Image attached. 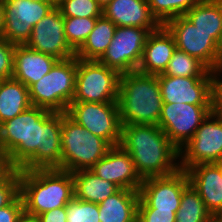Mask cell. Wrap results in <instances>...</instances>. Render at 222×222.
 Segmentation results:
<instances>
[{
    "label": "cell",
    "mask_w": 222,
    "mask_h": 222,
    "mask_svg": "<svg viewBox=\"0 0 222 222\" xmlns=\"http://www.w3.org/2000/svg\"><path fill=\"white\" fill-rule=\"evenodd\" d=\"M131 222H140V220H139V218L138 217H136L133 221H131Z\"/></svg>",
    "instance_id": "obj_47"
},
{
    "label": "cell",
    "mask_w": 222,
    "mask_h": 222,
    "mask_svg": "<svg viewBox=\"0 0 222 222\" xmlns=\"http://www.w3.org/2000/svg\"><path fill=\"white\" fill-rule=\"evenodd\" d=\"M213 164L217 167V169L222 177V158L213 162Z\"/></svg>",
    "instance_id": "obj_42"
},
{
    "label": "cell",
    "mask_w": 222,
    "mask_h": 222,
    "mask_svg": "<svg viewBox=\"0 0 222 222\" xmlns=\"http://www.w3.org/2000/svg\"><path fill=\"white\" fill-rule=\"evenodd\" d=\"M102 15L116 26L158 28L147 0H111L102 8Z\"/></svg>",
    "instance_id": "obj_20"
},
{
    "label": "cell",
    "mask_w": 222,
    "mask_h": 222,
    "mask_svg": "<svg viewBox=\"0 0 222 222\" xmlns=\"http://www.w3.org/2000/svg\"><path fill=\"white\" fill-rule=\"evenodd\" d=\"M222 68L213 71L211 113L222 119Z\"/></svg>",
    "instance_id": "obj_35"
},
{
    "label": "cell",
    "mask_w": 222,
    "mask_h": 222,
    "mask_svg": "<svg viewBox=\"0 0 222 222\" xmlns=\"http://www.w3.org/2000/svg\"><path fill=\"white\" fill-rule=\"evenodd\" d=\"M90 170L120 189L139 191L143 181L136 172L132 157L120 145L112 146Z\"/></svg>",
    "instance_id": "obj_17"
},
{
    "label": "cell",
    "mask_w": 222,
    "mask_h": 222,
    "mask_svg": "<svg viewBox=\"0 0 222 222\" xmlns=\"http://www.w3.org/2000/svg\"><path fill=\"white\" fill-rule=\"evenodd\" d=\"M20 195L30 216L65 207L74 198L73 175L60 169L20 171Z\"/></svg>",
    "instance_id": "obj_4"
},
{
    "label": "cell",
    "mask_w": 222,
    "mask_h": 222,
    "mask_svg": "<svg viewBox=\"0 0 222 222\" xmlns=\"http://www.w3.org/2000/svg\"><path fill=\"white\" fill-rule=\"evenodd\" d=\"M163 105L157 75L121 74L118 106L121 124L158 125Z\"/></svg>",
    "instance_id": "obj_3"
},
{
    "label": "cell",
    "mask_w": 222,
    "mask_h": 222,
    "mask_svg": "<svg viewBox=\"0 0 222 222\" xmlns=\"http://www.w3.org/2000/svg\"><path fill=\"white\" fill-rule=\"evenodd\" d=\"M2 36L15 45H25L33 27L55 7L47 0H2Z\"/></svg>",
    "instance_id": "obj_11"
},
{
    "label": "cell",
    "mask_w": 222,
    "mask_h": 222,
    "mask_svg": "<svg viewBox=\"0 0 222 222\" xmlns=\"http://www.w3.org/2000/svg\"><path fill=\"white\" fill-rule=\"evenodd\" d=\"M3 27H4L3 1L0 0V37L2 36Z\"/></svg>",
    "instance_id": "obj_41"
},
{
    "label": "cell",
    "mask_w": 222,
    "mask_h": 222,
    "mask_svg": "<svg viewBox=\"0 0 222 222\" xmlns=\"http://www.w3.org/2000/svg\"><path fill=\"white\" fill-rule=\"evenodd\" d=\"M175 49L172 34L164 25H160L149 33L137 71L151 75L163 73Z\"/></svg>",
    "instance_id": "obj_18"
},
{
    "label": "cell",
    "mask_w": 222,
    "mask_h": 222,
    "mask_svg": "<svg viewBox=\"0 0 222 222\" xmlns=\"http://www.w3.org/2000/svg\"><path fill=\"white\" fill-rule=\"evenodd\" d=\"M212 216L222 211V177L213 163H200L185 170Z\"/></svg>",
    "instance_id": "obj_19"
},
{
    "label": "cell",
    "mask_w": 222,
    "mask_h": 222,
    "mask_svg": "<svg viewBox=\"0 0 222 222\" xmlns=\"http://www.w3.org/2000/svg\"><path fill=\"white\" fill-rule=\"evenodd\" d=\"M209 72L210 70L197 58L176 48L162 74L166 76L191 77L206 76Z\"/></svg>",
    "instance_id": "obj_28"
},
{
    "label": "cell",
    "mask_w": 222,
    "mask_h": 222,
    "mask_svg": "<svg viewBox=\"0 0 222 222\" xmlns=\"http://www.w3.org/2000/svg\"><path fill=\"white\" fill-rule=\"evenodd\" d=\"M212 222H222V218L216 216H213Z\"/></svg>",
    "instance_id": "obj_45"
},
{
    "label": "cell",
    "mask_w": 222,
    "mask_h": 222,
    "mask_svg": "<svg viewBox=\"0 0 222 222\" xmlns=\"http://www.w3.org/2000/svg\"><path fill=\"white\" fill-rule=\"evenodd\" d=\"M92 134L105 139L111 146L121 140V121L118 102H71L66 112Z\"/></svg>",
    "instance_id": "obj_10"
},
{
    "label": "cell",
    "mask_w": 222,
    "mask_h": 222,
    "mask_svg": "<svg viewBox=\"0 0 222 222\" xmlns=\"http://www.w3.org/2000/svg\"><path fill=\"white\" fill-rule=\"evenodd\" d=\"M190 184L187 172H176L143 179L137 209H156L177 212L184 189Z\"/></svg>",
    "instance_id": "obj_13"
},
{
    "label": "cell",
    "mask_w": 222,
    "mask_h": 222,
    "mask_svg": "<svg viewBox=\"0 0 222 222\" xmlns=\"http://www.w3.org/2000/svg\"><path fill=\"white\" fill-rule=\"evenodd\" d=\"M164 26L172 34L177 49L194 56L210 71L222 68L220 44L210 33L197 29L184 15L170 19Z\"/></svg>",
    "instance_id": "obj_8"
},
{
    "label": "cell",
    "mask_w": 222,
    "mask_h": 222,
    "mask_svg": "<svg viewBox=\"0 0 222 222\" xmlns=\"http://www.w3.org/2000/svg\"><path fill=\"white\" fill-rule=\"evenodd\" d=\"M31 106L29 88L14 78L0 83V124Z\"/></svg>",
    "instance_id": "obj_25"
},
{
    "label": "cell",
    "mask_w": 222,
    "mask_h": 222,
    "mask_svg": "<svg viewBox=\"0 0 222 222\" xmlns=\"http://www.w3.org/2000/svg\"><path fill=\"white\" fill-rule=\"evenodd\" d=\"M57 61L54 56L38 52L26 45H16L12 78L30 88L46 75Z\"/></svg>",
    "instance_id": "obj_21"
},
{
    "label": "cell",
    "mask_w": 222,
    "mask_h": 222,
    "mask_svg": "<svg viewBox=\"0 0 222 222\" xmlns=\"http://www.w3.org/2000/svg\"><path fill=\"white\" fill-rule=\"evenodd\" d=\"M27 47L64 60L75 56L64 34V16L55 7L33 27Z\"/></svg>",
    "instance_id": "obj_15"
},
{
    "label": "cell",
    "mask_w": 222,
    "mask_h": 222,
    "mask_svg": "<svg viewBox=\"0 0 222 222\" xmlns=\"http://www.w3.org/2000/svg\"><path fill=\"white\" fill-rule=\"evenodd\" d=\"M220 53H221V59H222V41L220 43Z\"/></svg>",
    "instance_id": "obj_46"
},
{
    "label": "cell",
    "mask_w": 222,
    "mask_h": 222,
    "mask_svg": "<svg viewBox=\"0 0 222 222\" xmlns=\"http://www.w3.org/2000/svg\"><path fill=\"white\" fill-rule=\"evenodd\" d=\"M111 0H97V2L104 7L107 3H109Z\"/></svg>",
    "instance_id": "obj_44"
},
{
    "label": "cell",
    "mask_w": 222,
    "mask_h": 222,
    "mask_svg": "<svg viewBox=\"0 0 222 222\" xmlns=\"http://www.w3.org/2000/svg\"><path fill=\"white\" fill-rule=\"evenodd\" d=\"M67 222H100L98 204L75 197L65 206Z\"/></svg>",
    "instance_id": "obj_32"
},
{
    "label": "cell",
    "mask_w": 222,
    "mask_h": 222,
    "mask_svg": "<svg viewBox=\"0 0 222 222\" xmlns=\"http://www.w3.org/2000/svg\"><path fill=\"white\" fill-rule=\"evenodd\" d=\"M153 17L160 25L185 15L200 0H147Z\"/></svg>",
    "instance_id": "obj_29"
},
{
    "label": "cell",
    "mask_w": 222,
    "mask_h": 222,
    "mask_svg": "<svg viewBox=\"0 0 222 222\" xmlns=\"http://www.w3.org/2000/svg\"><path fill=\"white\" fill-rule=\"evenodd\" d=\"M116 25L103 15L97 18L94 29L83 45L75 52L81 60H98L110 45L114 37Z\"/></svg>",
    "instance_id": "obj_26"
},
{
    "label": "cell",
    "mask_w": 222,
    "mask_h": 222,
    "mask_svg": "<svg viewBox=\"0 0 222 222\" xmlns=\"http://www.w3.org/2000/svg\"><path fill=\"white\" fill-rule=\"evenodd\" d=\"M99 17H64V34L67 43L76 52L94 29Z\"/></svg>",
    "instance_id": "obj_30"
},
{
    "label": "cell",
    "mask_w": 222,
    "mask_h": 222,
    "mask_svg": "<svg viewBox=\"0 0 222 222\" xmlns=\"http://www.w3.org/2000/svg\"><path fill=\"white\" fill-rule=\"evenodd\" d=\"M77 57L58 60L52 69L29 88L32 106L66 113L75 94Z\"/></svg>",
    "instance_id": "obj_6"
},
{
    "label": "cell",
    "mask_w": 222,
    "mask_h": 222,
    "mask_svg": "<svg viewBox=\"0 0 222 222\" xmlns=\"http://www.w3.org/2000/svg\"><path fill=\"white\" fill-rule=\"evenodd\" d=\"M163 103L211 105L213 71L206 76L177 77L157 75Z\"/></svg>",
    "instance_id": "obj_16"
},
{
    "label": "cell",
    "mask_w": 222,
    "mask_h": 222,
    "mask_svg": "<svg viewBox=\"0 0 222 222\" xmlns=\"http://www.w3.org/2000/svg\"><path fill=\"white\" fill-rule=\"evenodd\" d=\"M211 112V105L163 103L158 126L180 150Z\"/></svg>",
    "instance_id": "obj_14"
},
{
    "label": "cell",
    "mask_w": 222,
    "mask_h": 222,
    "mask_svg": "<svg viewBox=\"0 0 222 222\" xmlns=\"http://www.w3.org/2000/svg\"><path fill=\"white\" fill-rule=\"evenodd\" d=\"M218 217H220V218H222V211H221V213L219 214V215H217Z\"/></svg>",
    "instance_id": "obj_48"
},
{
    "label": "cell",
    "mask_w": 222,
    "mask_h": 222,
    "mask_svg": "<svg viewBox=\"0 0 222 222\" xmlns=\"http://www.w3.org/2000/svg\"><path fill=\"white\" fill-rule=\"evenodd\" d=\"M14 168L10 165L8 156L0 151V181L3 180Z\"/></svg>",
    "instance_id": "obj_39"
},
{
    "label": "cell",
    "mask_w": 222,
    "mask_h": 222,
    "mask_svg": "<svg viewBox=\"0 0 222 222\" xmlns=\"http://www.w3.org/2000/svg\"><path fill=\"white\" fill-rule=\"evenodd\" d=\"M197 29L222 41V0H200L185 15Z\"/></svg>",
    "instance_id": "obj_24"
},
{
    "label": "cell",
    "mask_w": 222,
    "mask_h": 222,
    "mask_svg": "<svg viewBox=\"0 0 222 222\" xmlns=\"http://www.w3.org/2000/svg\"><path fill=\"white\" fill-rule=\"evenodd\" d=\"M121 74L97 60L77 58L75 94L72 102H118Z\"/></svg>",
    "instance_id": "obj_7"
},
{
    "label": "cell",
    "mask_w": 222,
    "mask_h": 222,
    "mask_svg": "<svg viewBox=\"0 0 222 222\" xmlns=\"http://www.w3.org/2000/svg\"><path fill=\"white\" fill-rule=\"evenodd\" d=\"M20 195V170L13 169L0 181V208L10 205Z\"/></svg>",
    "instance_id": "obj_33"
},
{
    "label": "cell",
    "mask_w": 222,
    "mask_h": 222,
    "mask_svg": "<svg viewBox=\"0 0 222 222\" xmlns=\"http://www.w3.org/2000/svg\"><path fill=\"white\" fill-rule=\"evenodd\" d=\"M119 145L132 157L142 180L180 169L179 149L158 125L122 124Z\"/></svg>",
    "instance_id": "obj_2"
},
{
    "label": "cell",
    "mask_w": 222,
    "mask_h": 222,
    "mask_svg": "<svg viewBox=\"0 0 222 222\" xmlns=\"http://www.w3.org/2000/svg\"><path fill=\"white\" fill-rule=\"evenodd\" d=\"M36 217L39 222H67L65 207L46 211Z\"/></svg>",
    "instance_id": "obj_38"
},
{
    "label": "cell",
    "mask_w": 222,
    "mask_h": 222,
    "mask_svg": "<svg viewBox=\"0 0 222 222\" xmlns=\"http://www.w3.org/2000/svg\"><path fill=\"white\" fill-rule=\"evenodd\" d=\"M213 216L198 192L189 184L183 191L175 222H212Z\"/></svg>",
    "instance_id": "obj_27"
},
{
    "label": "cell",
    "mask_w": 222,
    "mask_h": 222,
    "mask_svg": "<svg viewBox=\"0 0 222 222\" xmlns=\"http://www.w3.org/2000/svg\"><path fill=\"white\" fill-rule=\"evenodd\" d=\"M50 2L54 7L59 6L64 0H47Z\"/></svg>",
    "instance_id": "obj_43"
},
{
    "label": "cell",
    "mask_w": 222,
    "mask_h": 222,
    "mask_svg": "<svg viewBox=\"0 0 222 222\" xmlns=\"http://www.w3.org/2000/svg\"><path fill=\"white\" fill-rule=\"evenodd\" d=\"M15 44L0 37V78H12Z\"/></svg>",
    "instance_id": "obj_34"
},
{
    "label": "cell",
    "mask_w": 222,
    "mask_h": 222,
    "mask_svg": "<svg viewBox=\"0 0 222 222\" xmlns=\"http://www.w3.org/2000/svg\"><path fill=\"white\" fill-rule=\"evenodd\" d=\"M24 213V203L19 195L10 205L0 208V222H18Z\"/></svg>",
    "instance_id": "obj_37"
},
{
    "label": "cell",
    "mask_w": 222,
    "mask_h": 222,
    "mask_svg": "<svg viewBox=\"0 0 222 222\" xmlns=\"http://www.w3.org/2000/svg\"><path fill=\"white\" fill-rule=\"evenodd\" d=\"M74 197L78 200L99 204L120 188L111 181H106L91 170L72 172Z\"/></svg>",
    "instance_id": "obj_23"
},
{
    "label": "cell",
    "mask_w": 222,
    "mask_h": 222,
    "mask_svg": "<svg viewBox=\"0 0 222 222\" xmlns=\"http://www.w3.org/2000/svg\"><path fill=\"white\" fill-rule=\"evenodd\" d=\"M222 158V119L211 112L194 136L179 150V168L186 170L200 163Z\"/></svg>",
    "instance_id": "obj_12"
},
{
    "label": "cell",
    "mask_w": 222,
    "mask_h": 222,
    "mask_svg": "<svg viewBox=\"0 0 222 222\" xmlns=\"http://www.w3.org/2000/svg\"><path fill=\"white\" fill-rule=\"evenodd\" d=\"M0 151L20 171L61 167V113L30 106L0 124Z\"/></svg>",
    "instance_id": "obj_1"
},
{
    "label": "cell",
    "mask_w": 222,
    "mask_h": 222,
    "mask_svg": "<svg viewBox=\"0 0 222 222\" xmlns=\"http://www.w3.org/2000/svg\"><path fill=\"white\" fill-rule=\"evenodd\" d=\"M57 8L64 17H101L102 6L97 0H64Z\"/></svg>",
    "instance_id": "obj_31"
},
{
    "label": "cell",
    "mask_w": 222,
    "mask_h": 222,
    "mask_svg": "<svg viewBox=\"0 0 222 222\" xmlns=\"http://www.w3.org/2000/svg\"><path fill=\"white\" fill-rule=\"evenodd\" d=\"M156 29L116 26L110 45L97 61L120 74L137 71L147 37Z\"/></svg>",
    "instance_id": "obj_9"
},
{
    "label": "cell",
    "mask_w": 222,
    "mask_h": 222,
    "mask_svg": "<svg viewBox=\"0 0 222 222\" xmlns=\"http://www.w3.org/2000/svg\"><path fill=\"white\" fill-rule=\"evenodd\" d=\"M140 222H175L176 213L156 209H137Z\"/></svg>",
    "instance_id": "obj_36"
},
{
    "label": "cell",
    "mask_w": 222,
    "mask_h": 222,
    "mask_svg": "<svg viewBox=\"0 0 222 222\" xmlns=\"http://www.w3.org/2000/svg\"><path fill=\"white\" fill-rule=\"evenodd\" d=\"M139 191L119 189L98 204L100 222H131L137 217Z\"/></svg>",
    "instance_id": "obj_22"
},
{
    "label": "cell",
    "mask_w": 222,
    "mask_h": 222,
    "mask_svg": "<svg viewBox=\"0 0 222 222\" xmlns=\"http://www.w3.org/2000/svg\"><path fill=\"white\" fill-rule=\"evenodd\" d=\"M112 146L103 138L79 125L67 113H61V167L75 172L90 170Z\"/></svg>",
    "instance_id": "obj_5"
},
{
    "label": "cell",
    "mask_w": 222,
    "mask_h": 222,
    "mask_svg": "<svg viewBox=\"0 0 222 222\" xmlns=\"http://www.w3.org/2000/svg\"><path fill=\"white\" fill-rule=\"evenodd\" d=\"M18 222H39V221L37 217L30 216L24 213Z\"/></svg>",
    "instance_id": "obj_40"
}]
</instances>
